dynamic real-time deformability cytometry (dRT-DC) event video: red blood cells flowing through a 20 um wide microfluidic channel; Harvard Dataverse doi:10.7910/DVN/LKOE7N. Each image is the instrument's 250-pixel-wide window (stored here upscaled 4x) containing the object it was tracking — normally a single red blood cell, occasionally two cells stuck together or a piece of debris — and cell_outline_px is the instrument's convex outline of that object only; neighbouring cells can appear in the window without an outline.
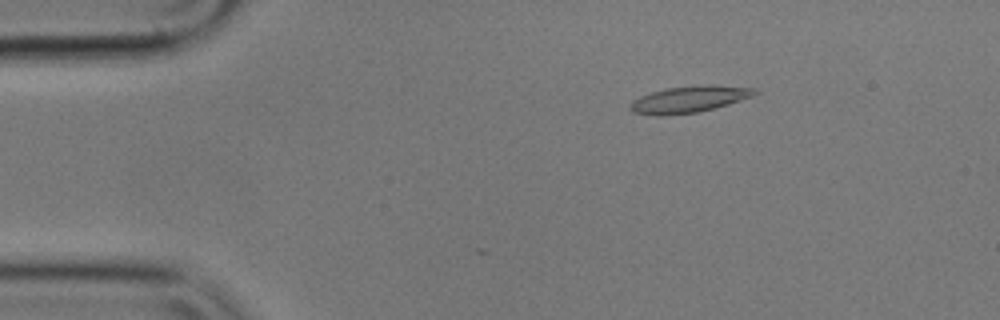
{"species": "common noctule bat (a hibernating species)", "species_latin": "Nyctalus noctula", "temperature_condition": "cold", "stored_images_in_passage": 49, "camera_frame_rate_fps": 3000, "um_per_image_px": 0.085, "animal": {"sex": "male", "body_mass_g": 17.9}, "frame": {"image": 1, "passage_image": 2, "time_ms": 0.333, "image_size_px": [1000, 320], "cell_outline_px": [[760, 92], [752, 96], [728, 104], [696, 112], [660, 116], [656, 116], [632, 112], [628, 108], [632, 100], [640, 96], [652, 92], [668, 88], [756, 88]], "centroid_in_image_um": [58.42, 8.51], "position_along_channel_um": 26.6, "area_um2": 17.92}}
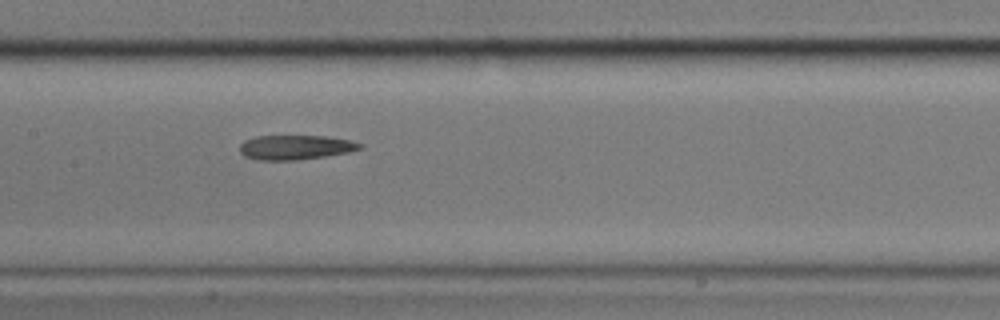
{"frame": {"image": 2, "passage_image": 20, "time_ms": 6.333, "image_size_px": [1000, 320], "cell_outline_px": [[364, 148], [348, 152], [324, 156], [296, 160], [256, 160], [244, 156], [240, 152], [240, 144], [244, 140], [256, 136], [328, 136], [352, 140], [364, 144]], "centroid_in_image_um": [25.13, 12.52], "position_along_channel_um": 182.3, "area_um2": 17.34}}
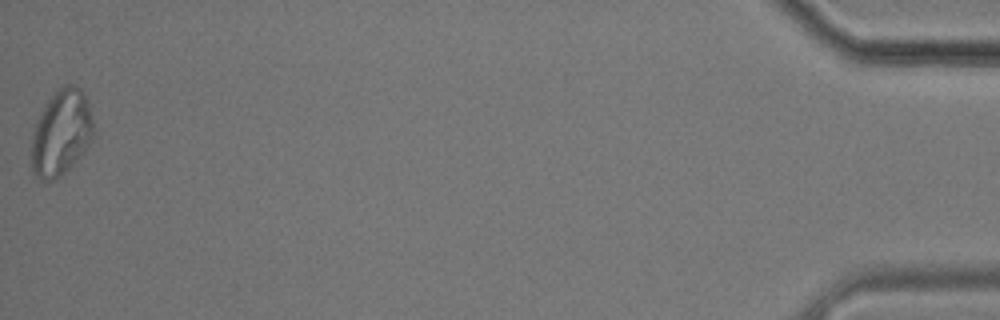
{"frame": {"image": 3, "passage_image": 49, "time_ms": 16.0, "image_size_px": [1000, 320], "cell_outline_px": [[96, 136], [84, 152], [60, 176], [52, 180], [40, 180], [32, 172], [32, 136], [36, 120], [40, 112], [48, 100], [64, 84], [72, 84], [80, 88], [88, 104]], "centroid_in_image_um": [5.21, 11.29], "position_along_channel_um": 430.0, "area_um2": 30.87}, "authors_computed_cell_mechanics": {"area_um2": 18.496, "velocity_mm_per_s": 3.5632, "shape_relaxation_time_tau1_ms": null, "shape_relaxation_time_tau2_ms": 7.2234, "deformation_change_tau1": null, "deformation_change_tau2": 0.1824}}